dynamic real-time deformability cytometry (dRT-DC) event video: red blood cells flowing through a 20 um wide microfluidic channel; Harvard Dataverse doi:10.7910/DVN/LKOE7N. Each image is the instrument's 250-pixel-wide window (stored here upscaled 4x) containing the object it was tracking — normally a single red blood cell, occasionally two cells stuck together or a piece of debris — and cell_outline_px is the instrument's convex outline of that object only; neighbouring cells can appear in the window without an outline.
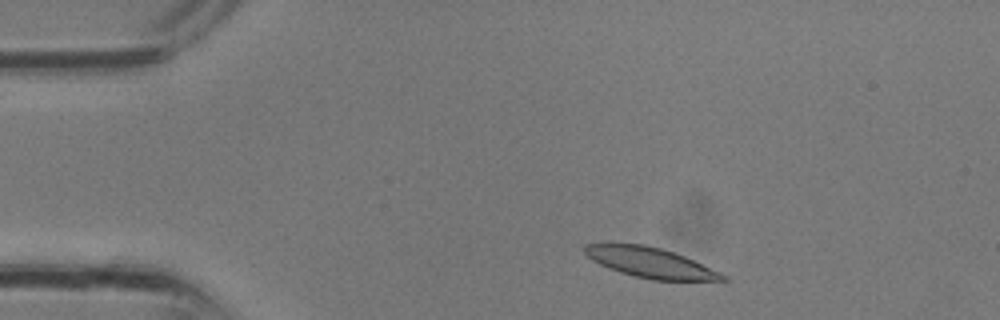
{"species": "common noctule bat (a hibernating species)", "species_latin": "Nyctalus noctula", "temperature_condition": "room temperature", "stored_images_in_passage": 29, "camera_frame_rate_fps": 3000, "um_per_image_px": 0.085, "animal": {"sex": "male", "body_mass_g": 13.3}, "frame": {"image": 1, "passage_image": 3, "time_ms": 0.667, "image_size_px": [1000, 320], "cell_outline_px": [[728, 280], [652, 280], [620, 272], [608, 268], [592, 260], [584, 252], [584, 244], [644, 244], [660, 248], [684, 256], [720, 272], [728, 276]], "centroid_in_image_um": [55.28, 22.32], "position_along_channel_um": 29.7, "area_um2": 23.87}}
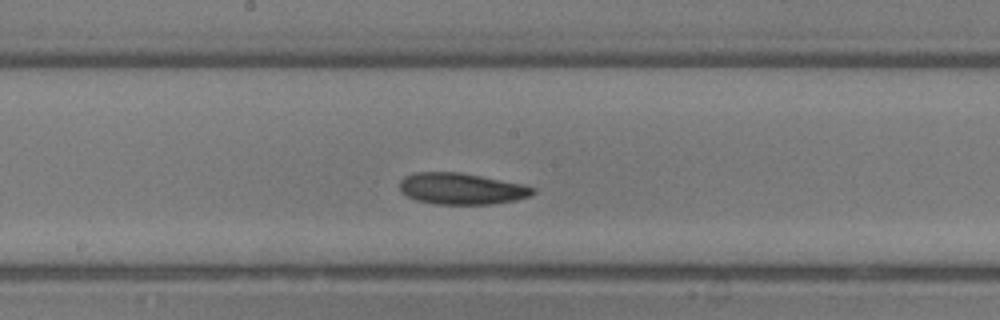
{"frame": {"image": 2, "passage_image": 14, "time_ms": 4.333, "image_size_px": [1000, 320], "cell_outline_px": [[536, 192], [528, 196], [516, 200], [492, 204], [436, 204], [416, 200], [400, 192], [400, 180], [404, 176], [412, 172], [460, 172], [524, 184], [536, 188]], "centroid_in_image_um": [39.22, 16.03], "position_along_channel_um": 209.0, "area_um2": 24.51}}
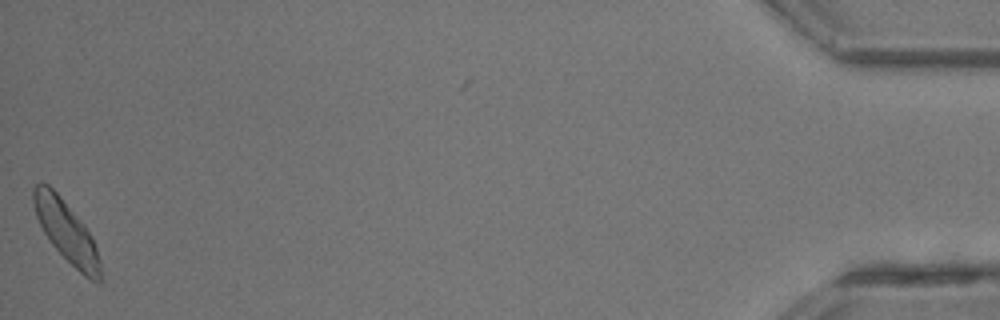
{"frame": {"image": 3, "passage_image": 29, "time_ms": 9.333, "image_size_px": [1000, 320], "cell_outline_px": [[100, 284], [96, 284], [84, 276], [52, 244], [44, 232], [36, 216], [32, 200], [32, 188], [36, 184], [48, 184], [60, 196], [84, 224], [92, 236], [100, 260]], "centroid_in_image_um": [5.65, 19.68], "position_along_channel_um": 429.6, "area_um2": 23.47}}